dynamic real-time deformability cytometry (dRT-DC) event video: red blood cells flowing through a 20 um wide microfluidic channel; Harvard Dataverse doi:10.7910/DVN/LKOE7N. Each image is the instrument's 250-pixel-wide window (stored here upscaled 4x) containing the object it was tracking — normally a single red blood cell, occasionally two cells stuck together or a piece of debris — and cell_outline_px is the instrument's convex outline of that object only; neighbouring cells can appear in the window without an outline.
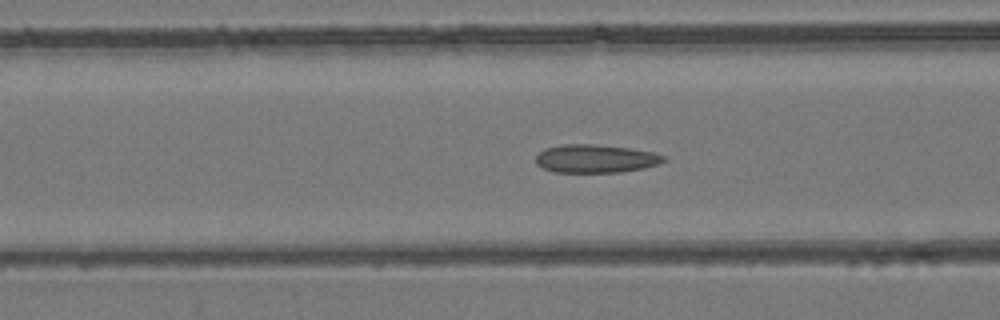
{"species": "common noctule bat (a hibernating species)", "species_latin": "Nyctalus noctula", "temperature_condition": "room temperature", "stored_images_in_passage": 52, "camera_frame_rate_fps": 3000, "um_per_image_px": 0.085, "animal": {"sex": "female", "body_mass_g": 24.6, "forearm_length_mm": 56.2}, "frame": {"image": 1, "passage_image": 20, "time_ms": 6.333, "image_size_px": [1000, 320], "cell_outline_px": [[668, 160], [644, 168], [620, 172], [556, 172], [544, 168], [536, 164], [536, 156], [544, 148], [560, 144], [592, 144], [628, 148], [652, 152], [664, 156]], "centroid_in_image_um": [50.6, 13.48], "position_along_channel_um": 116.0, "area_um2": 20.92}}
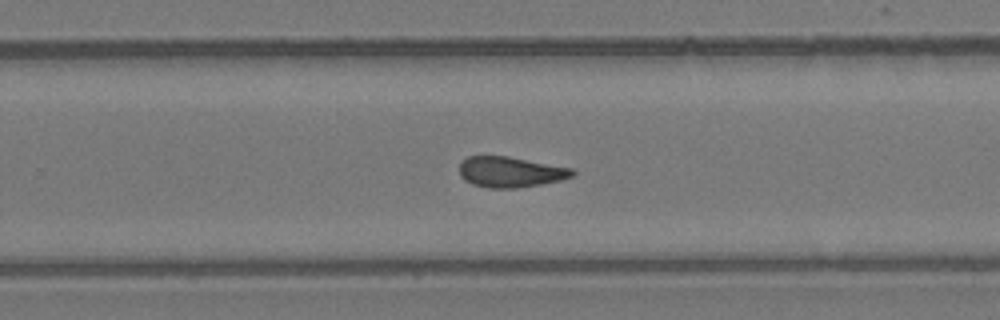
{"frame": {"image": 2, "passage_image": 33, "time_ms": 10.667, "image_size_px": [1000, 320], "cell_outline_px": [[576, 172], [572, 176], [560, 180], [540, 184], [516, 188], [488, 188], [472, 184], [464, 180], [460, 176], [460, 164], [468, 156], [508, 156], [572, 168]], "centroid_in_image_um": [43.37, 14.62], "position_along_channel_um": 286.4, "area_um2": 20.06}}
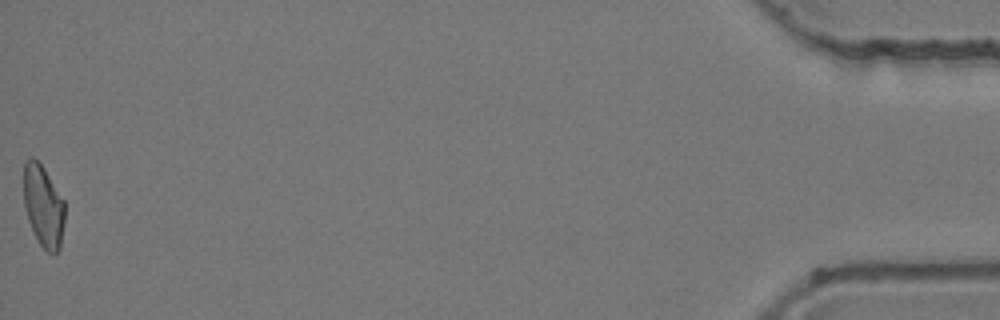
{"frame": {"image": 3, "passage_image": 52, "time_ms": 17.0, "image_size_px": [1000, 320], "cell_outline_px": [[64, 224], [60, 248], [52, 256], [40, 244], [28, 220], [24, 204], [24, 164], [32, 156], [44, 168], [64, 200]], "centroid_in_image_um": [3.7, 17.53], "position_along_channel_um": 431.5, "area_um2": 19.42}, "authors_computed_cell_mechanics": {"area_um2": 20.6635, "velocity_mm_per_s": 3.9396, "shape_relaxation_time_tau1_ms": null, "shape_relaxation_time_tau2_ms": 2.1005, "deformation_change_tau1": null, "deformation_change_tau2": 0.099}}